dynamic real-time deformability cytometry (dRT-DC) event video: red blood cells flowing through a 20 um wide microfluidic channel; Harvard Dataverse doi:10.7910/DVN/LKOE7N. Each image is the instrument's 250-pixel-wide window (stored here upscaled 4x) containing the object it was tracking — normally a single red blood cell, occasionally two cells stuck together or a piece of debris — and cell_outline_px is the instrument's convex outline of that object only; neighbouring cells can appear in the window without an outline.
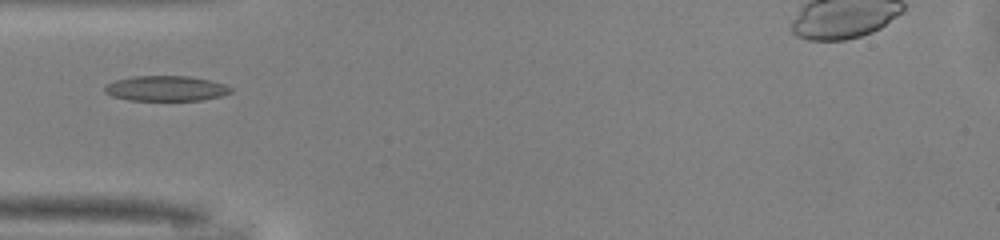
{"species": "common noctule bat (a hibernating species)", "species_latin": "Nyctalus noctula", "temperature_condition": "warm", "stored_images_in_passage": 24, "camera_frame_rate_fps": 3000, "um_per_image_px": 0.085, "animal": {"sex": "male", "body_mass_g": 13.0, "forearm_length_mm": 53.1}, "frame": {"image": 1, "passage_image": 1, "time_ms": 0.0, "image_size_px": [1000, 240], "cell_outline_px": [[232, 92], [220, 96], [200, 100], [128, 100], [112, 96], [104, 92], [104, 88], [108, 84], [116, 80], [136, 76], [188, 76], [208, 80], [224, 84], [232, 88]], "centroid_in_image_um": [14.1, 7.52], "position_along_channel_um": 70.9, "area_um2": 18.32}}
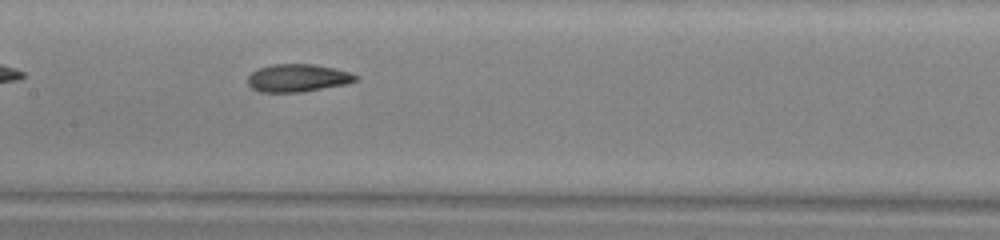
{"frame": {"image": 2, "passage_image": 9, "time_ms": 2.667, "image_size_px": [1000, 240], "cell_outline_px": [[360, 80], [348, 84], [300, 92], [260, 92], [252, 88], [248, 84], [248, 76], [256, 68], [272, 64], [312, 64], [332, 68], [348, 72], [360, 76]], "centroid_in_image_um": [25.31, 6.63], "position_along_channel_um": 182.1, "area_um2": 17.57}}
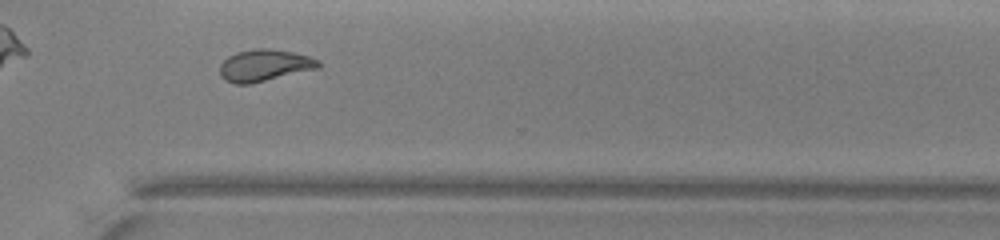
{"frame": {"image": 3, "passage_image": 21, "time_ms": 6.667, "image_size_px": [1000, 240], "cell_outline_px": [[320, 68], [252, 84], [236, 84], [224, 80], [220, 72], [220, 64], [228, 56], [236, 52], [256, 48], [268, 48], [292, 52], [308, 56], [320, 60]], "centroid_in_image_um": [22.49, 5.56], "position_along_channel_um": 348.1, "area_um2": 18.44}}